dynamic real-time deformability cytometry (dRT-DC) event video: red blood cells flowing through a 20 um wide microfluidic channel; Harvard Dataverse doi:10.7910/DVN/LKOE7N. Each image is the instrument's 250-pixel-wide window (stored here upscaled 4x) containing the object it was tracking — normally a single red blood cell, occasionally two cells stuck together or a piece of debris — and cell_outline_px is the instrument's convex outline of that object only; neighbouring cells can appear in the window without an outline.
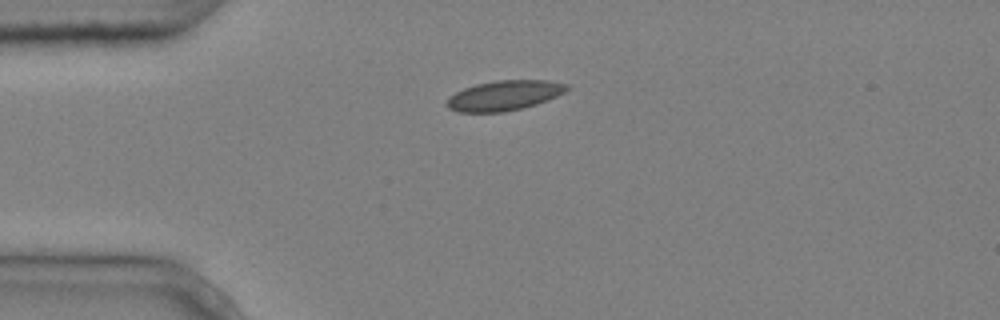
{"species": "common noctule bat (a hibernating species)", "species_latin": "Nyctalus noctula", "temperature_condition": "cold", "stored_images_in_passage": 6, "camera_frame_rate_fps": 3000, "um_per_image_px": 0.085, "animal": {"sex": "male", "body_mass_g": 20.4}, "frame": {"image": 1, "passage_image": 1, "time_ms": 0.0, "image_size_px": [1000, 320], "cell_outline_px": [[572, 88], [548, 100], [536, 104], [504, 112], [460, 112], [448, 108], [448, 96], [464, 88], [476, 84], [496, 80], [548, 80], [568, 84]], "centroid_in_image_um": [42.89, 8.1], "position_along_channel_um": 42.1, "area_um2": 20.92}}
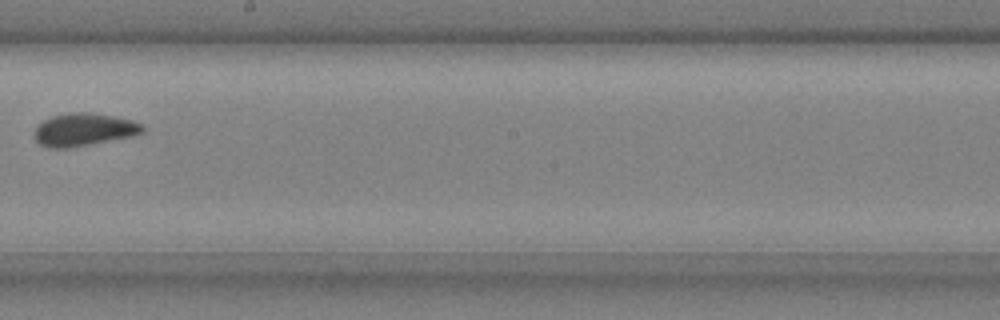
{"frame": {"image": 2, "passage_image": 6, "time_ms": 1.667, "image_size_px": [1000, 320], "cell_outline_px": [[144, 132], [132, 136], [72, 148], [48, 148], [40, 144], [36, 140], [36, 128], [44, 120], [52, 116], [72, 112], [84, 112], [112, 116], [132, 120], [144, 124]], "centroid_in_image_um": [7.16, 11.03], "position_along_channel_um": 241.0, "area_um2": 20.52}}